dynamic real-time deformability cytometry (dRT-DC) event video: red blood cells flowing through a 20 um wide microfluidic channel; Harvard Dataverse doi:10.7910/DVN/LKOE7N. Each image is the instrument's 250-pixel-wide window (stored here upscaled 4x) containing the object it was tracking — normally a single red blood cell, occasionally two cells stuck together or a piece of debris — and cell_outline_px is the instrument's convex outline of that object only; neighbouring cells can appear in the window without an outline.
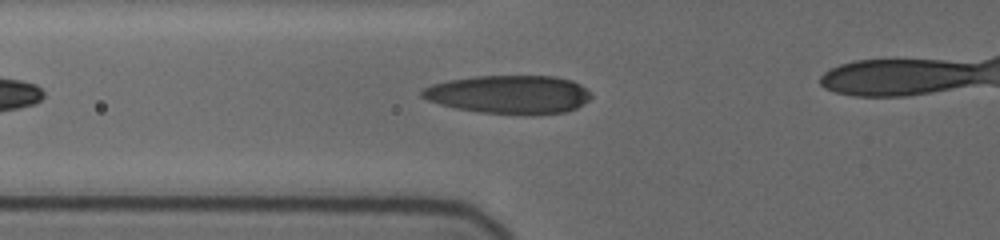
{"species": "human", "species_latin": "Homo sapiens", "temperature_condition": "cold", "stored_images_in_passage": 16, "camera_frame_rate_fps": 3000, "um_per_image_px": 0.085, "donor": {"sex": "female"}, "frame": {"image": 1, "passage_image": 4, "time_ms": 1.667, "image_size_px": [1000, 240], "cell_outline_px": [[592, 96], [588, 100], [576, 108], [564, 112], [480, 112], [456, 108], [440, 104], [428, 100], [420, 96], [420, 92], [424, 88], [432, 84], [448, 80], [476, 76], [556, 76], [572, 80], [580, 84], [592, 92]], "centroid_in_image_um": [43.26, 7.98], "position_along_channel_um": 82.5, "area_um2": 37.05}}
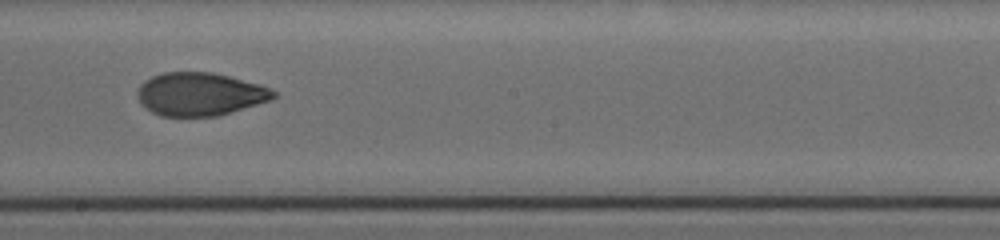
{"frame": {"image": 2, "passage_image": 10, "time_ms": 5.667, "image_size_px": [1000, 240], "cell_outline_px": [[276, 96], [272, 100], [216, 116], [160, 116], [152, 112], [140, 104], [136, 92], [140, 84], [144, 80], [160, 72], [212, 72], [260, 84], [276, 92]], "centroid_in_image_um": [16.96, 7.99], "position_along_channel_um": 231.2, "area_um2": 34.28}}
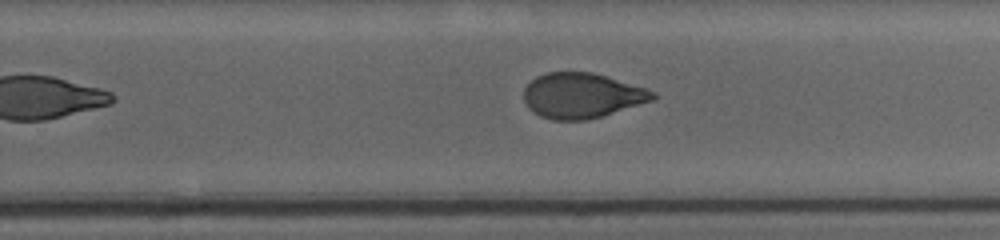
{"frame": {"image": 3, "passage_image": 13, "time_ms": 7.0, "image_size_px": [1000, 240], "cell_outline_px": [[660, 96], [652, 100], [600, 116], [584, 120], [552, 120], [540, 116], [528, 108], [524, 100], [524, 88], [536, 76], [548, 72], [592, 72], [644, 88], [656, 92]], "centroid_in_image_um": [49.42, 8.12], "position_along_channel_um": 280.4, "area_um2": 33.58}}